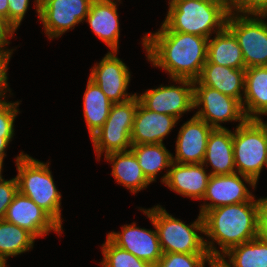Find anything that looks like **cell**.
<instances>
[{
  "label": "cell",
  "instance_id": "ffe728a7",
  "mask_svg": "<svg viewBox=\"0 0 267 267\" xmlns=\"http://www.w3.org/2000/svg\"><path fill=\"white\" fill-rule=\"evenodd\" d=\"M117 2H92L85 21L110 51L119 48L120 25Z\"/></svg>",
  "mask_w": 267,
  "mask_h": 267
},
{
  "label": "cell",
  "instance_id": "ba28073f",
  "mask_svg": "<svg viewBox=\"0 0 267 267\" xmlns=\"http://www.w3.org/2000/svg\"><path fill=\"white\" fill-rule=\"evenodd\" d=\"M194 85V114L213 128H226L222 123L237 121L243 124L247 118L244 114L242 103L226 94L208 86L200 84L197 80ZM200 107H202L200 109Z\"/></svg>",
  "mask_w": 267,
  "mask_h": 267
},
{
  "label": "cell",
  "instance_id": "d4e9b609",
  "mask_svg": "<svg viewBox=\"0 0 267 267\" xmlns=\"http://www.w3.org/2000/svg\"><path fill=\"white\" fill-rule=\"evenodd\" d=\"M112 104L100 87L88 79L83 96V116L90 138L104 125Z\"/></svg>",
  "mask_w": 267,
  "mask_h": 267
},
{
  "label": "cell",
  "instance_id": "484cf974",
  "mask_svg": "<svg viewBox=\"0 0 267 267\" xmlns=\"http://www.w3.org/2000/svg\"><path fill=\"white\" fill-rule=\"evenodd\" d=\"M36 238L27 230L4 219L0 220V264L7 267V258L33 249Z\"/></svg>",
  "mask_w": 267,
  "mask_h": 267
},
{
  "label": "cell",
  "instance_id": "8d00e7d4",
  "mask_svg": "<svg viewBox=\"0 0 267 267\" xmlns=\"http://www.w3.org/2000/svg\"><path fill=\"white\" fill-rule=\"evenodd\" d=\"M258 218H257V237L267 242V197L257 200Z\"/></svg>",
  "mask_w": 267,
  "mask_h": 267
},
{
  "label": "cell",
  "instance_id": "4dcf8cb0",
  "mask_svg": "<svg viewBox=\"0 0 267 267\" xmlns=\"http://www.w3.org/2000/svg\"><path fill=\"white\" fill-rule=\"evenodd\" d=\"M138 104L137 93L125 102L112 104L109 116L102 127L133 128Z\"/></svg>",
  "mask_w": 267,
  "mask_h": 267
},
{
  "label": "cell",
  "instance_id": "44dd1931",
  "mask_svg": "<svg viewBox=\"0 0 267 267\" xmlns=\"http://www.w3.org/2000/svg\"><path fill=\"white\" fill-rule=\"evenodd\" d=\"M247 119L267 116V66L245 69V92L242 102Z\"/></svg>",
  "mask_w": 267,
  "mask_h": 267
},
{
  "label": "cell",
  "instance_id": "5bb4252c",
  "mask_svg": "<svg viewBox=\"0 0 267 267\" xmlns=\"http://www.w3.org/2000/svg\"><path fill=\"white\" fill-rule=\"evenodd\" d=\"M4 220L30 232L36 239L49 232L60 236L62 227L42 208L19 191L8 206Z\"/></svg>",
  "mask_w": 267,
  "mask_h": 267
},
{
  "label": "cell",
  "instance_id": "5b68a950",
  "mask_svg": "<svg viewBox=\"0 0 267 267\" xmlns=\"http://www.w3.org/2000/svg\"><path fill=\"white\" fill-rule=\"evenodd\" d=\"M152 217L158 232L159 242L163 253H208L204 237L203 217L190 225L169 214L161 205L145 209Z\"/></svg>",
  "mask_w": 267,
  "mask_h": 267
},
{
  "label": "cell",
  "instance_id": "4fadbf2b",
  "mask_svg": "<svg viewBox=\"0 0 267 267\" xmlns=\"http://www.w3.org/2000/svg\"><path fill=\"white\" fill-rule=\"evenodd\" d=\"M140 210L147 215L155 230L137 227L136 223L133 222L131 225L122 226L121 232H109L107 237L115 245L155 267L162 257L163 251L151 215L143 208Z\"/></svg>",
  "mask_w": 267,
  "mask_h": 267
},
{
  "label": "cell",
  "instance_id": "4316f807",
  "mask_svg": "<svg viewBox=\"0 0 267 267\" xmlns=\"http://www.w3.org/2000/svg\"><path fill=\"white\" fill-rule=\"evenodd\" d=\"M220 260L226 267H267V242L256 237L231 248Z\"/></svg>",
  "mask_w": 267,
  "mask_h": 267
},
{
  "label": "cell",
  "instance_id": "f1b7e54d",
  "mask_svg": "<svg viewBox=\"0 0 267 267\" xmlns=\"http://www.w3.org/2000/svg\"><path fill=\"white\" fill-rule=\"evenodd\" d=\"M101 248L103 260L100 265L102 267H153L132 253L115 245L108 237Z\"/></svg>",
  "mask_w": 267,
  "mask_h": 267
},
{
  "label": "cell",
  "instance_id": "d590c367",
  "mask_svg": "<svg viewBox=\"0 0 267 267\" xmlns=\"http://www.w3.org/2000/svg\"><path fill=\"white\" fill-rule=\"evenodd\" d=\"M13 52H6L0 50V102L4 101L6 98L5 94L10 91L9 93L11 94V89L9 88L8 85V64L11 59Z\"/></svg>",
  "mask_w": 267,
  "mask_h": 267
},
{
  "label": "cell",
  "instance_id": "52a82bcc",
  "mask_svg": "<svg viewBox=\"0 0 267 267\" xmlns=\"http://www.w3.org/2000/svg\"><path fill=\"white\" fill-rule=\"evenodd\" d=\"M266 15L229 13L226 27L234 34L242 50L246 68L267 66Z\"/></svg>",
  "mask_w": 267,
  "mask_h": 267
},
{
  "label": "cell",
  "instance_id": "30bf717a",
  "mask_svg": "<svg viewBox=\"0 0 267 267\" xmlns=\"http://www.w3.org/2000/svg\"><path fill=\"white\" fill-rule=\"evenodd\" d=\"M92 0H40L39 20L49 39L58 38L85 21Z\"/></svg>",
  "mask_w": 267,
  "mask_h": 267
},
{
  "label": "cell",
  "instance_id": "f546056e",
  "mask_svg": "<svg viewBox=\"0 0 267 267\" xmlns=\"http://www.w3.org/2000/svg\"><path fill=\"white\" fill-rule=\"evenodd\" d=\"M20 101L8 102L6 100L0 102V161L3 162L6 156V148L12 141L14 136V121L20 113Z\"/></svg>",
  "mask_w": 267,
  "mask_h": 267
},
{
  "label": "cell",
  "instance_id": "e0dca14e",
  "mask_svg": "<svg viewBox=\"0 0 267 267\" xmlns=\"http://www.w3.org/2000/svg\"><path fill=\"white\" fill-rule=\"evenodd\" d=\"M204 167L202 163L172 162L164 184L179 195L202 201L210 177Z\"/></svg>",
  "mask_w": 267,
  "mask_h": 267
},
{
  "label": "cell",
  "instance_id": "60d3db41",
  "mask_svg": "<svg viewBox=\"0 0 267 267\" xmlns=\"http://www.w3.org/2000/svg\"><path fill=\"white\" fill-rule=\"evenodd\" d=\"M216 1H219L223 4H225L229 9L231 8L232 2H233V0H216Z\"/></svg>",
  "mask_w": 267,
  "mask_h": 267
},
{
  "label": "cell",
  "instance_id": "ab89813d",
  "mask_svg": "<svg viewBox=\"0 0 267 267\" xmlns=\"http://www.w3.org/2000/svg\"><path fill=\"white\" fill-rule=\"evenodd\" d=\"M210 267H226L220 259L217 260H212L211 263L209 264Z\"/></svg>",
  "mask_w": 267,
  "mask_h": 267
},
{
  "label": "cell",
  "instance_id": "7c38bea8",
  "mask_svg": "<svg viewBox=\"0 0 267 267\" xmlns=\"http://www.w3.org/2000/svg\"><path fill=\"white\" fill-rule=\"evenodd\" d=\"M131 74L127 65L117 57V51H109L91 68L89 79L97 84L114 103L125 102L136 93H127Z\"/></svg>",
  "mask_w": 267,
  "mask_h": 267
},
{
  "label": "cell",
  "instance_id": "1f68e13d",
  "mask_svg": "<svg viewBox=\"0 0 267 267\" xmlns=\"http://www.w3.org/2000/svg\"><path fill=\"white\" fill-rule=\"evenodd\" d=\"M212 260L209 253H163L155 267H205Z\"/></svg>",
  "mask_w": 267,
  "mask_h": 267
},
{
  "label": "cell",
  "instance_id": "8992f818",
  "mask_svg": "<svg viewBox=\"0 0 267 267\" xmlns=\"http://www.w3.org/2000/svg\"><path fill=\"white\" fill-rule=\"evenodd\" d=\"M234 131L236 173L251 178L257 184L263 167L267 168V122L263 119H247L237 125Z\"/></svg>",
  "mask_w": 267,
  "mask_h": 267
},
{
  "label": "cell",
  "instance_id": "f35d334b",
  "mask_svg": "<svg viewBox=\"0 0 267 267\" xmlns=\"http://www.w3.org/2000/svg\"><path fill=\"white\" fill-rule=\"evenodd\" d=\"M8 0H0V15L8 20Z\"/></svg>",
  "mask_w": 267,
  "mask_h": 267
},
{
  "label": "cell",
  "instance_id": "3957f363",
  "mask_svg": "<svg viewBox=\"0 0 267 267\" xmlns=\"http://www.w3.org/2000/svg\"><path fill=\"white\" fill-rule=\"evenodd\" d=\"M158 31H177L210 38L226 27L230 9L216 0H169Z\"/></svg>",
  "mask_w": 267,
  "mask_h": 267
},
{
  "label": "cell",
  "instance_id": "836d02e7",
  "mask_svg": "<svg viewBox=\"0 0 267 267\" xmlns=\"http://www.w3.org/2000/svg\"><path fill=\"white\" fill-rule=\"evenodd\" d=\"M8 21L18 29L29 7L30 0H8ZM37 16L39 17L40 0H34Z\"/></svg>",
  "mask_w": 267,
  "mask_h": 267
},
{
  "label": "cell",
  "instance_id": "7bdbcfd3",
  "mask_svg": "<svg viewBox=\"0 0 267 267\" xmlns=\"http://www.w3.org/2000/svg\"><path fill=\"white\" fill-rule=\"evenodd\" d=\"M3 168V162L0 161V181H2L4 178H2V169Z\"/></svg>",
  "mask_w": 267,
  "mask_h": 267
},
{
  "label": "cell",
  "instance_id": "ac0fdd59",
  "mask_svg": "<svg viewBox=\"0 0 267 267\" xmlns=\"http://www.w3.org/2000/svg\"><path fill=\"white\" fill-rule=\"evenodd\" d=\"M202 164L210 175H230L236 173L234 164L233 131L228 128H214L208 138Z\"/></svg>",
  "mask_w": 267,
  "mask_h": 267
},
{
  "label": "cell",
  "instance_id": "b9f144b4",
  "mask_svg": "<svg viewBox=\"0 0 267 267\" xmlns=\"http://www.w3.org/2000/svg\"><path fill=\"white\" fill-rule=\"evenodd\" d=\"M92 2H120V0H92Z\"/></svg>",
  "mask_w": 267,
  "mask_h": 267
},
{
  "label": "cell",
  "instance_id": "cb8c5ba5",
  "mask_svg": "<svg viewBox=\"0 0 267 267\" xmlns=\"http://www.w3.org/2000/svg\"><path fill=\"white\" fill-rule=\"evenodd\" d=\"M130 149L137 157L139 166L151 183L156 181L157 175L162 172L161 170L168 168L161 179V182L165 183L170 165L173 162V154L166 149L164 143L132 145Z\"/></svg>",
  "mask_w": 267,
  "mask_h": 267
},
{
  "label": "cell",
  "instance_id": "74e56055",
  "mask_svg": "<svg viewBox=\"0 0 267 267\" xmlns=\"http://www.w3.org/2000/svg\"><path fill=\"white\" fill-rule=\"evenodd\" d=\"M16 30L17 29L5 17L0 15V50L6 52L14 51V49L9 50L6 45L10 44L8 38H13V34Z\"/></svg>",
  "mask_w": 267,
  "mask_h": 267
},
{
  "label": "cell",
  "instance_id": "7402d4cb",
  "mask_svg": "<svg viewBox=\"0 0 267 267\" xmlns=\"http://www.w3.org/2000/svg\"><path fill=\"white\" fill-rule=\"evenodd\" d=\"M104 158L112 164L111 175L115 181L129 189L131 193L136 194L151 184L143 173L138 159L131 149L109 153L104 155Z\"/></svg>",
  "mask_w": 267,
  "mask_h": 267
},
{
  "label": "cell",
  "instance_id": "8fae6325",
  "mask_svg": "<svg viewBox=\"0 0 267 267\" xmlns=\"http://www.w3.org/2000/svg\"><path fill=\"white\" fill-rule=\"evenodd\" d=\"M244 182L253 189L257 185L251 178L239 173L210 175L205 194L202 198L204 204L200 205L199 213L203 215L206 211L219 206L250 201L254 195Z\"/></svg>",
  "mask_w": 267,
  "mask_h": 267
},
{
  "label": "cell",
  "instance_id": "9a60e30c",
  "mask_svg": "<svg viewBox=\"0 0 267 267\" xmlns=\"http://www.w3.org/2000/svg\"><path fill=\"white\" fill-rule=\"evenodd\" d=\"M214 128L196 115L180 127L175 157L172 161L182 164H200L203 162L209 135Z\"/></svg>",
  "mask_w": 267,
  "mask_h": 267
},
{
  "label": "cell",
  "instance_id": "7a4b0ae2",
  "mask_svg": "<svg viewBox=\"0 0 267 267\" xmlns=\"http://www.w3.org/2000/svg\"><path fill=\"white\" fill-rule=\"evenodd\" d=\"M202 217L204 235L210 238V241L204 239L205 246L213 260L221 259L231 248L257 237L258 206L255 196L247 202L208 210ZM215 243L221 249L217 250Z\"/></svg>",
  "mask_w": 267,
  "mask_h": 267
},
{
  "label": "cell",
  "instance_id": "6da1fadb",
  "mask_svg": "<svg viewBox=\"0 0 267 267\" xmlns=\"http://www.w3.org/2000/svg\"><path fill=\"white\" fill-rule=\"evenodd\" d=\"M208 39L177 31H156L142 37L147 60L170 79L196 80L207 61Z\"/></svg>",
  "mask_w": 267,
  "mask_h": 267
},
{
  "label": "cell",
  "instance_id": "9c48e42d",
  "mask_svg": "<svg viewBox=\"0 0 267 267\" xmlns=\"http://www.w3.org/2000/svg\"><path fill=\"white\" fill-rule=\"evenodd\" d=\"M176 85L161 86L137 94L139 102L148 110L171 115L178 120L194 110V85L189 79H170Z\"/></svg>",
  "mask_w": 267,
  "mask_h": 267
},
{
  "label": "cell",
  "instance_id": "2e32d148",
  "mask_svg": "<svg viewBox=\"0 0 267 267\" xmlns=\"http://www.w3.org/2000/svg\"><path fill=\"white\" fill-rule=\"evenodd\" d=\"M178 121L180 120L171 115L150 111L139 102L131 133L132 145L163 144V139Z\"/></svg>",
  "mask_w": 267,
  "mask_h": 267
},
{
  "label": "cell",
  "instance_id": "277c9868",
  "mask_svg": "<svg viewBox=\"0 0 267 267\" xmlns=\"http://www.w3.org/2000/svg\"><path fill=\"white\" fill-rule=\"evenodd\" d=\"M18 155L15 157L18 171L16 176L18 191L30 198L63 227L61 217L62 195L54 183L49 162H41L23 152Z\"/></svg>",
  "mask_w": 267,
  "mask_h": 267
},
{
  "label": "cell",
  "instance_id": "e575fe53",
  "mask_svg": "<svg viewBox=\"0 0 267 267\" xmlns=\"http://www.w3.org/2000/svg\"><path fill=\"white\" fill-rule=\"evenodd\" d=\"M18 192L16 177L0 181V220L4 219L8 206L12 203L14 195Z\"/></svg>",
  "mask_w": 267,
  "mask_h": 267
},
{
  "label": "cell",
  "instance_id": "603a6c76",
  "mask_svg": "<svg viewBox=\"0 0 267 267\" xmlns=\"http://www.w3.org/2000/svg\"><path fill=\"white\" fill-rule=\"evenodd\" d=\"M206 62L234 69H246L238 41L227 27L208 39Z\"/></svg>",
  "mask_w": 267,
  "mask_h": 267
},
{
  "label": "cell",
  "instance_id": "83f0119b",
  "mask_svg": "<svg viewBox=\"0 0 267 267\" xmlns=\"http://www.w3.org/2000/svg\"><path fill=\"white\" fill-rule=\"evenodd\" d=\"M133 128L101 127L92 137L97 160L113 152L130 150L132 146L131 133Z\"/></svg>",
  "mask_w": 267,
  "mask_h": 267
},
{
  "label": "cell",
  "instance_id": "d6a6232c",
  "mask_svg": "<svg viewBox=\"0 0 267 267\" xmlns=\"http://www.w3.org/2000/svg\"><path fill=\"white\" fill-rule=\"evenodd\" d=\"M230 12L242 15H267V0H233Z\"/></svg>",
  "mask_w": 267,
  "mask_h": 267
},
{
  "label": "cell",
  "instance_id": "d6986e66",
  "mask_svg": "<svg viewBox=\"0 0 267 267\" xmlns=\"http://www.w3.org/2000/svg\"><path fill=\"white\" fill-rule=\"evenodd\" d=\"M196 80L204 86L216 89L223 94L239 100L241 103L243 102L245 69H234L206 62Z\"/></svg>",
  "mask_w": 267,
  "mask_h": 267
}]
</instances>
